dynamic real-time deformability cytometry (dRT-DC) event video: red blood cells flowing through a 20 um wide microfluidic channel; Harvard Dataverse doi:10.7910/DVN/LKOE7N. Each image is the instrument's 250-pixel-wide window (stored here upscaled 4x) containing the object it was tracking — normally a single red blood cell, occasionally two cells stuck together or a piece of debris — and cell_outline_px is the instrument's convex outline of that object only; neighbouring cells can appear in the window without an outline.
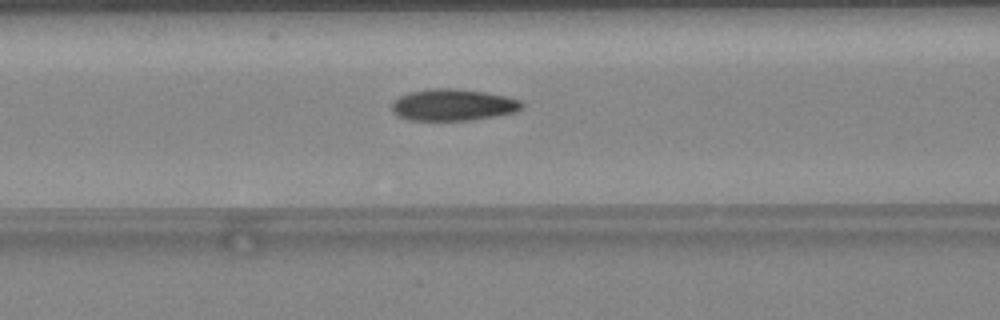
{"species": "common noctule bat (a hibernating species)", "species_latin": "Nyctalus noctula", "temperature_condition": "warm", "stored_images_in_passage": 15, "camera_frame_rate_fps": 3000, "um_per_image_px": 0.085, "animal": {"sex": "female", "body_mass_g": 24.6, "forearm_length_mm": 56.2}, "frame": {"image": 1, "passage_image": 6, "time_ms": 1.667, "image_size_px": [1000, 320], "cell_outline_px": [[524, 108], [516, 112], [496, 116], [472, 120], [408, 120], [396, 116], [392, 112], [392, 100], [408, 92], [432, 88], [456, 88], [484, 92], [508, 96], [520, 100], [524, 104]], "centroid_in_image_um": [38.51, 8.91], "position_along_channel_um": 128.1, "area_um2": 24.39}}
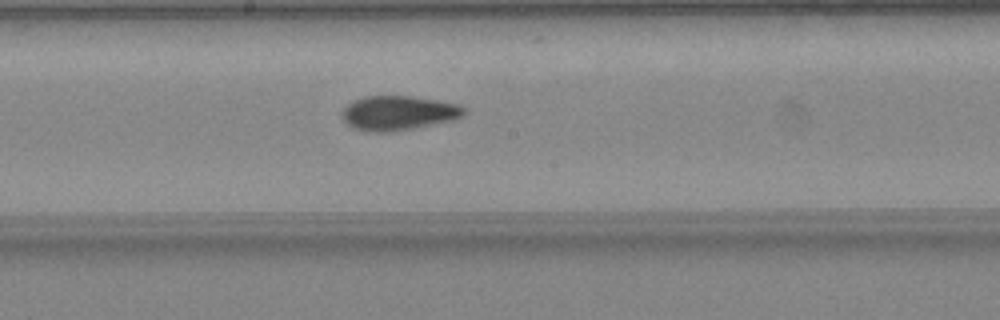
{"frame": {"image": 2, "passage_image": 12, "time_ms": 3.667, "image_size_px": [1000, 320], "cell_outline_px": [[464, 116], [452, 120], [412, 128], [388, 132], [376, 132], [356, 128], [348, 124], [340, 116], [340, 112], [352, 100], [364, 96], [408, 96], [436, 100], [456, 104], [464, 108]], "centroid_in_image_um": [33.81, 9.59], "position_along_channel_um": 214.4, "area_um2": 24.16}}
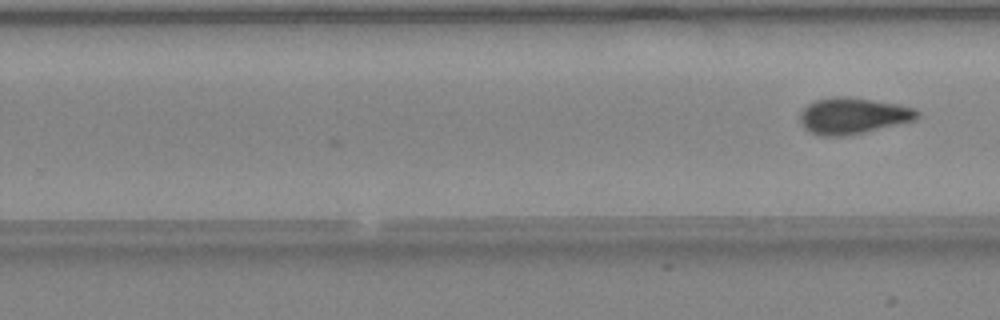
{"frame": {"image": 3, "passage_image": 15, "time_ms": 4.667, "image_size_px": [1000, 320], "cell_outline_px": [[920, 116], [916, 120], [864, 132], [844, 136], [824, 136], [808, 132], [800, 124], [800, 112], [808, 104], [816, 100], [832, 96], [848, 96], [896, 104], [916, 108], [920, 112]], "centroid_in_image_um": [72.49, 9.84], "position_along_channel_um": 257.3, "area_um2": 24.91}}